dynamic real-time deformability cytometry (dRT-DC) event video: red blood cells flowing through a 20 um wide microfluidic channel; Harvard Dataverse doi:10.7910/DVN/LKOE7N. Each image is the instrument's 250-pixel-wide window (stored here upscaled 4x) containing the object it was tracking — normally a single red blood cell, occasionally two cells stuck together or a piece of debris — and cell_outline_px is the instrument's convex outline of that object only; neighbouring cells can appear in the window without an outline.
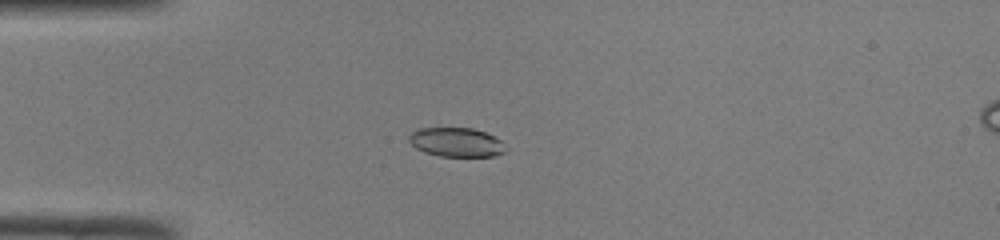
{"species": "common noctule bat (a hibernating species)", "species_latin": "Nyctalus noctula", "temperature_condition": "room temperature", "stored_images_in_passage": 49, "camera_frame_rate_fps": 3000, "um_per_image_px": 0.085, "animal": {"sex": "male", "body_mass_g": 19.0, "forearm_length_mm": 50.8}, "frame": {"image": 1, "passage_image": 13, "time_ms": 4.0, "image_size_px": [1000, 240], "cell_outline_px": [[508, 148], [504, 152], [496, 156], [440, 156], [424, 152], [416, 148], [408, 140], [408, 136], [412, 132], [420, 128], [472, 128], [496, 136]], "centroid_in_image_um": [38.81, 12.09], "position_along_channel_um": 46.2, "area_um2": 16.47}}
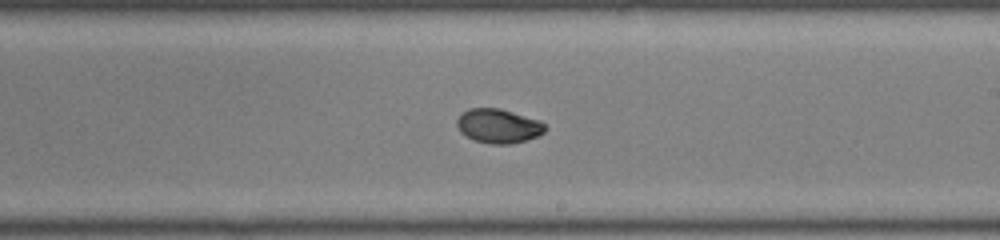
{"frame": {"image": 2, "passage_image": 29, "time_ms": 9.333, "image_size_px": [1000, 240], "cell_outline_px": [[544, 132], [536, 136], [512, 144], [488, 144], [472, 140], [460, 132], [456, 124], [456, 120], [468, 108], [500, 108], [540, 120], [544, 124]], "centroid_in_image_um": [42.33, 10.71], "position_along_channel_um": 246.7, "area_um2": 17.57}}
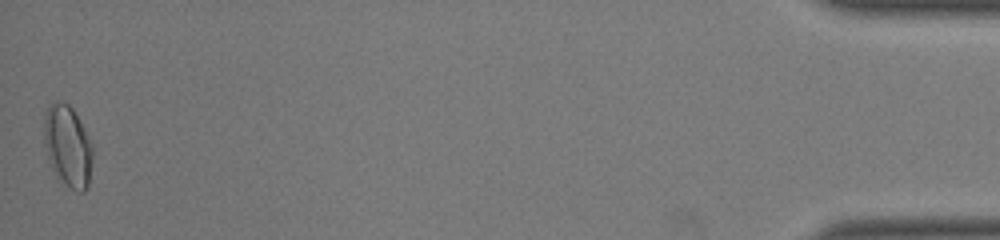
{"frame": {"image": 3, "passage_image": 49, "time_ms": 16.0, "image_size_px": [1000, 240], "cell_outline_px": [[92, 160], [88, 188], [84, 192], [80, 192], [72, 188], [56, 176], [48, 160], [44, 144], [44, 116], [48, 108], [56, 100], [68, 104], [72, 108], [92, 144]], "centroid_in_image_um": [5.75, 12.43], "position_along_channel_um": 429.4, "area_um2": 22.83}, "authors_computed_cell_mechanics": {"area_um2": 17.8024, "velocity_mm_per_s": 4.1062, "shape_relaxation_time_tau1_ms": 6.803, "shape_relaxation_time_tau2_ms": 1.3688, "deformation_change_tau1": 0.1563, "deformation_change_tau2": 0.0327}}